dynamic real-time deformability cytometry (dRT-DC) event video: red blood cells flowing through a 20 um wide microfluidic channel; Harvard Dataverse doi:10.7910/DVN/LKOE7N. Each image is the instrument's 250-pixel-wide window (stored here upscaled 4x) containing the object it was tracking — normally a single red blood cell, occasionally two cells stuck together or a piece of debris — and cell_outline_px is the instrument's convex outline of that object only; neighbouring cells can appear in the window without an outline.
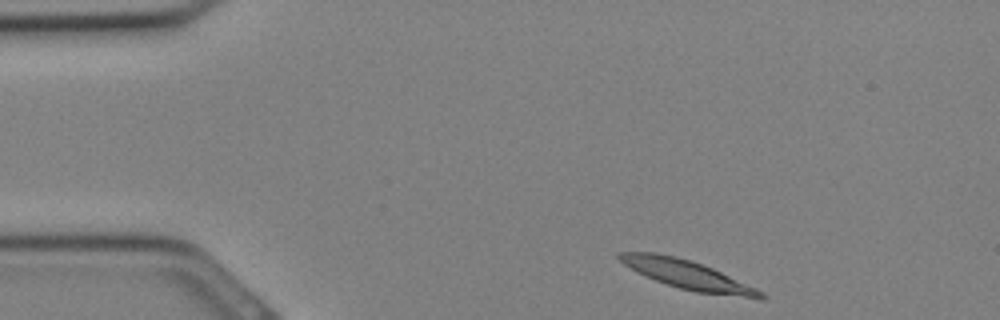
{"species": "Egyptian fruit bat (a non-hibernating species)", "species_latin": "Rousettus aegyptiacus", "temperature_condition": "cold", "stored_images_in_passage": 25, "camera_frame_rate_fps": 3000, "um_per_image_px": 0.085, "animal": {"sex": "female"}, "frame": {"image": 1, "passage_image": 1, "time_ms": 0.0, "image_size_px": [1000, 320], "cell_outline_px": [[768, 296], [764, 300], [760, 300], [696, 292], [680, 288], [656, 280], [636, 272], [624, 264], [616, 256], [616, 252], [656, 252], [676, 256], [692, 260], [712, 268], [756, 288], [764, 292]], "centroid_in_image_um": [58.49, 23.36], "position_along_channel_um": 26.5, "area_um2": 23.93}}
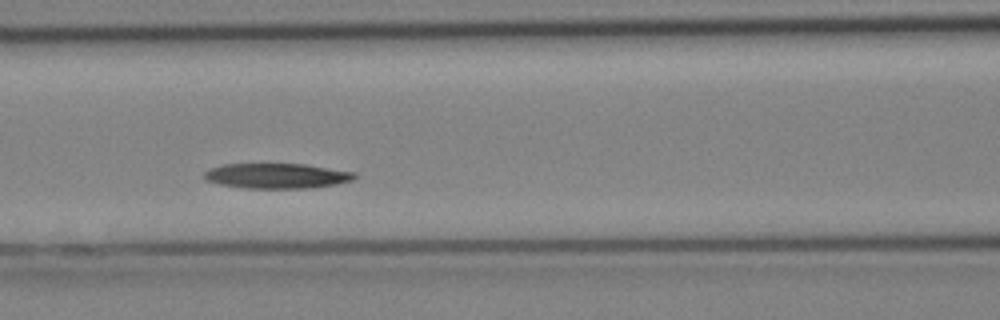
{"frame": {"image": 2, "passage_image": 10, "time_ms": 3.0, "image_size_px": [1000, 320], "cell_outline_px": [[356, 176], [352, 180], [336, 184], [312, 188], [240, 188], [220, 184], [208, 180], [204, 176], [204, 172], [212, 168], [224, 164], [304, 164], [356, 172]], "centroid_in_image_um": [23.55, 14.95], "position_along_channel_um": 143.0, "area_um2": 21.91}}
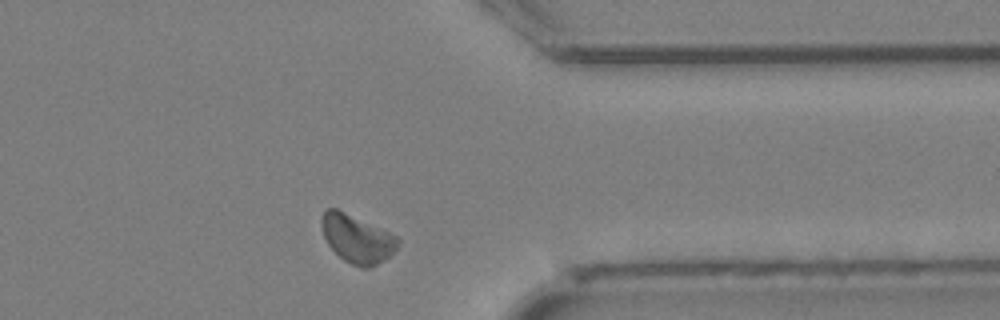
{"frame": {"image": 3, "passage_image": 22, "time_ms": 7.0, "image_size_px": [1000, 320], "cell_outline_px": [[400, 240], [396, 248], [384, 260], [368, 268], [360, 268], [344, 260], [328, 244], [324, 236], [320, 224], [320, 220], [324, 208], [336, 208], [388, 232], [396, 236]], "centroid_in_image_um": [30.3, 20.28], "position_along_channel_um": 381.1, "area_um2": 21.04}}